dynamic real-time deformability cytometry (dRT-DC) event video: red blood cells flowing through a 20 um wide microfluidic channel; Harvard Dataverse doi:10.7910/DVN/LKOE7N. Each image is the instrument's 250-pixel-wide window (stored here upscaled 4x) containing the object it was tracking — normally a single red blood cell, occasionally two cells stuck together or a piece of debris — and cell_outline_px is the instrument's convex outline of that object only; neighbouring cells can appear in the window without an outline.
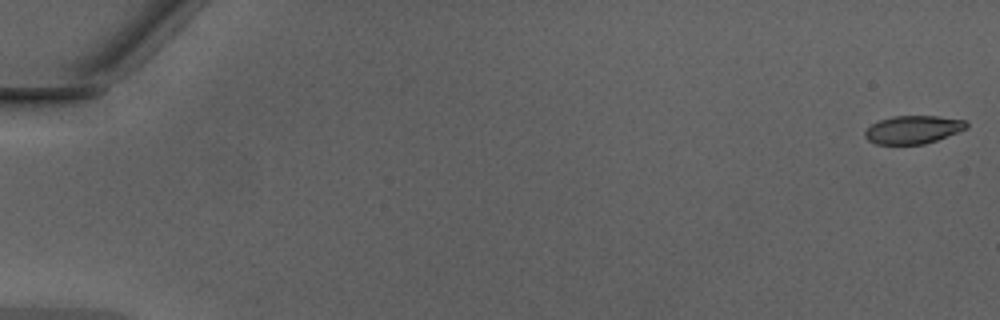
{"species": "Egyptian fruit bat (a non-hibernating species)", "species_latin": "Rousettus aegyptiacus", "temperature_condition": "warm", "stored_images_in_passage": 46, "camera_frame_rate_fps": 3000, "um_per_image_px": 0.085, "animal": {"sex": "male"}, "frame": {"image": 1, "passage_image": 1, "time_ms": 0.0, "image_size_px": [1000, 320], "cell_outline_px": [[968, 128], [936, 140], [924, 144], [876, 144], [868, 140], [864, 136], [864, 132], [872, 124], [880, 120], [892, 116], [936, 116], [968, 120]], "centroid_in_image_um": [77.63, 11.01], "position_along_channel_um": 7.4, "area_um2": 16.59}}
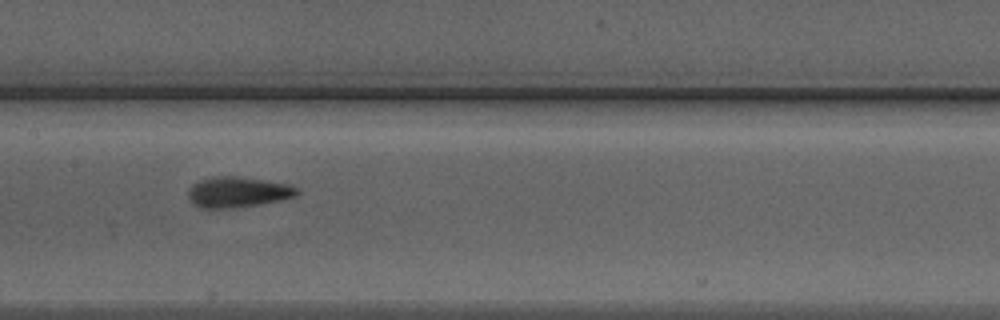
{"frame": {"image": 2, "passage_image": 26, "time_ms": 8.333, "image_size_px": [1000, 320], "cell_outline_px": [[300, 192], [296, 196], [284, 200], [236, 208], [204, 208], [196, 204], [188, 196], [188, 188], [200, 180], [212, 176], [236, 176], [288, 184], [296, 188]], "centroid_in_image_um": [20.24, 16.33], "position_along_channel_um": 187.2, "area_um2": 19.31}}
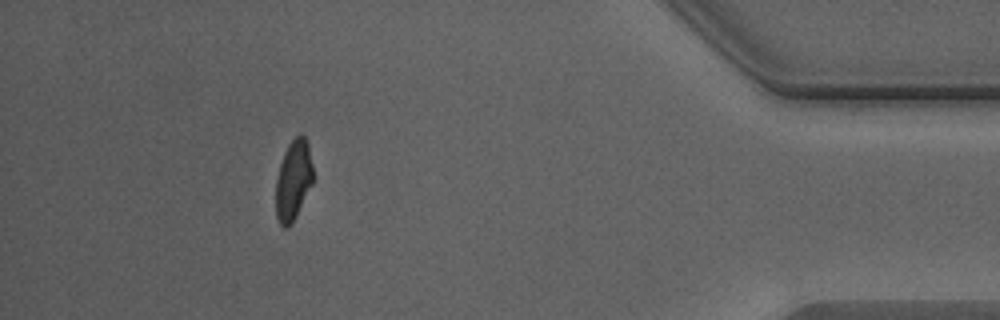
{"frame": {"image": 3, "passage_image": 45, "time_ms": 14.667, "image_size_px": [1000, 320], "cell_outline_px": [[312, 184], [292, 224], [288, 228], [284, 228], [280, 224], [276, 216], [276, 176], [284, 152], [288, 144], [300, 132], [304, 136], [308, 144], [312, 164]], "centroid_in_image_um": [24.92, 15.32], "position_along_channel_um": 410.3, "area_um2": 17.4}}